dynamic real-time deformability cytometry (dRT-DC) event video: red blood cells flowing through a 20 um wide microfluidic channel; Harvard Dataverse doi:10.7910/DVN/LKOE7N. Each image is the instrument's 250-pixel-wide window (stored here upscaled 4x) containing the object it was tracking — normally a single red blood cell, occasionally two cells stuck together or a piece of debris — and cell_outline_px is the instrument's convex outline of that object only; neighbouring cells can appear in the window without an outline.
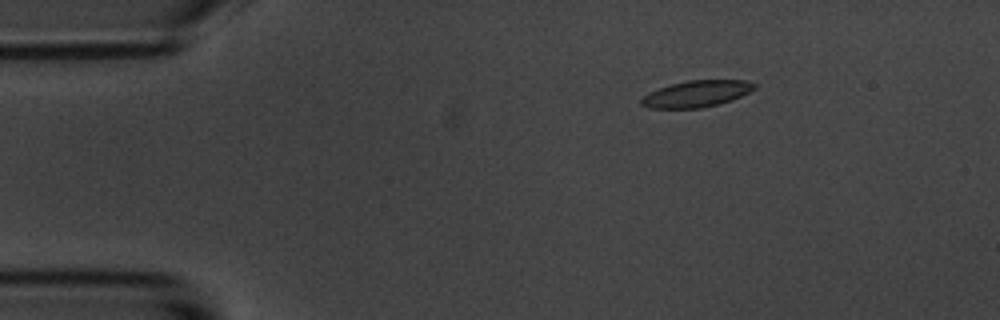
{"species": "common noctule bat (a hibernating species)", "species_latin": "Nyctalus noctula", "temperature_condition": "room temperature", "stored_images_in_passage": 56, "camera_frame_rate_fps": 3000, "um_per_image_px": 0.085, "animal": {"sex": "male", "body_mass_g": 20.1, "forearm_length_mm": 53.5}, "frame": {"image": 1, "passage_image": 9, "time_ms": 2.667, "image_size_px": [1000, 320], "cell_outline_px": [[756, 88], [732, 100], [720, 104], [700, 108], [648, 108], [640, 104], [640, 100], [648, 92], [672, 84], [688, 80], [748, 80], [756, 84]], "centroid_in_image_um": [59.21, 7.97], "position_along_channel_um": 25.8, "area_um2": 17.46}}
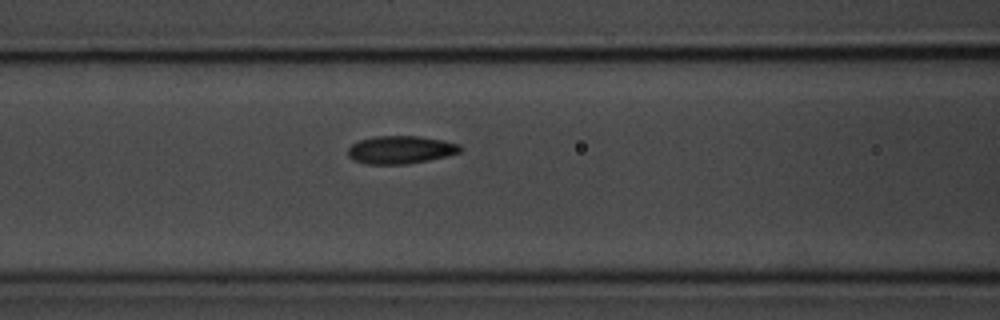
{"frame": {"image": 2, "passage_image": 23, "time_ms": 7.333, "image_size_px": [1000, 320], "cell_outline_px": [[460, 152], [428, 160], [408, 164], [368, 164], [352, 160], [348, 156], [348, 148], [352, 144], [360, 140], [372, 136], [420, 136], [444, 140], [460, 144]], "centroid_in_image_um": [34.02, 12.72], "position_along_channel_um": 132.6, "area_um2": 18.26}}
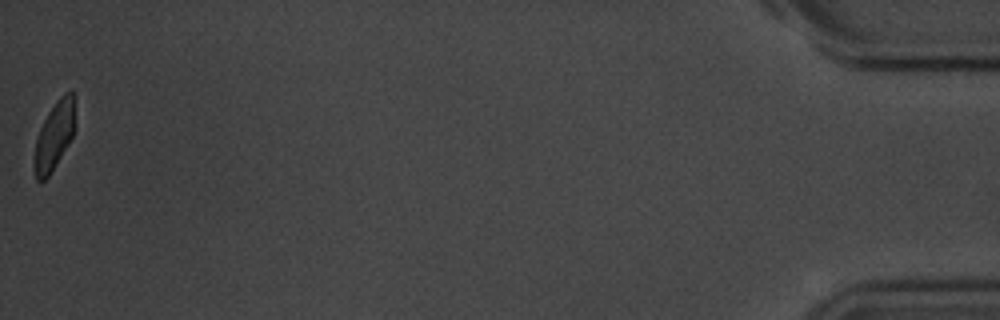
{"frame": {"image": 3, "passage_image": 56, "time_ms": 18.333, "image_size_px": [1000, 320], "cell_outline_px": [[76, 96], [72, 136], [48, 176], [44, 180], [36, 180], [36, 140], [40, 128], [48, 112], [56, 100], [64, 92], [72, 92]], "centroid_in_image_um": [4.65, 11.41], "position_along_channel_um": 430.5, "area_um2": 15.43}, "authors_computed_cell_mechanics": {"area_um2": 17.7157, "velocity_mm_per_s": 3.5959, "shape_relaxation_time_tau1_ms": 3.3398, "shape_relaxation_time_tau2_ms": 1.9614, "deformation_change_tau1": 0.1222, "deformation_change_tau2": 0.0767}}